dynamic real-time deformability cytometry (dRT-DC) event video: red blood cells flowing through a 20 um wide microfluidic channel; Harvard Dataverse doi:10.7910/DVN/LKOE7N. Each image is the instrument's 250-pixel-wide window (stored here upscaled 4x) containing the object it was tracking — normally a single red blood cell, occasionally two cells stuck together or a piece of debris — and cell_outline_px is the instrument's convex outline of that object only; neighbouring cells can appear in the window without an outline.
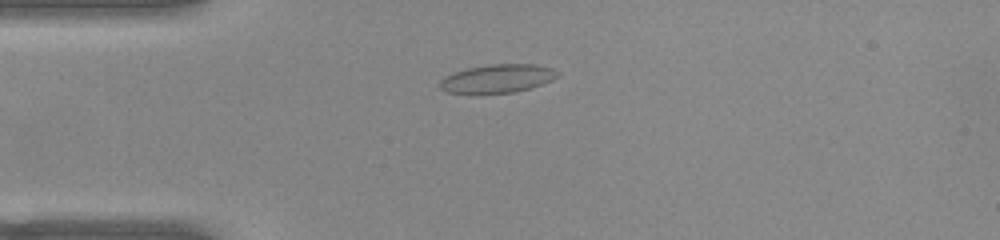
{"species": "common noctule bat (a hibernating species)", "species_latin": "Nyctalus noctula", "temperature_condition": "warm", "stored_images_in_passage": 43, "camera_frame_rate_fps": 3000, "um_per_image_px": 0.085, "animal": {"sex": "female", "body_mass_g": 22.0, "forearm_length_mm": 56.7}, "frame": {"image": 1, "passage_image": 4, "time_ms": 1.0, "image_size_px": [1000, 240], "cell_outline_px": [[560, 72], [552, 80], [516, 92], [472, 96], [448, 92], [440, 88], [440, 80], [444, 76], [468, 68], [492, 64], [536, 64], [552, 68]], "centroid_in_image_um": [42.23, 6.71], "position_along_channel_um": 42.8, "area_um2": 19.94}}
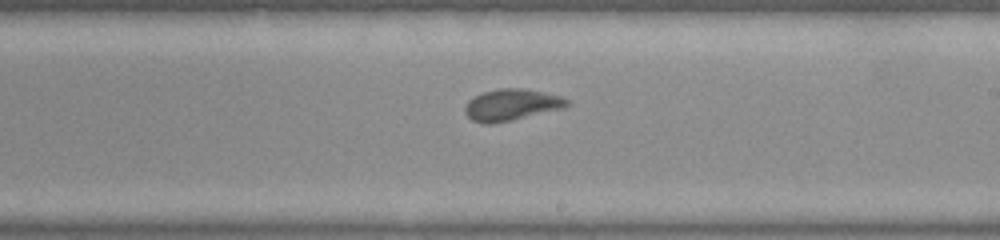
{"frame": {"image": 2, "passage_image": 21, "time_ms": 6.667, "image_size_px": [1000, 240], "cell_outline_px": [[568, 104], [564, 108], [512, 120], [492, 124], [484, 124], [472, 120], [464, 112], [464, 108], [468, 100], [484, 92], [500, 88], [524, 88], [544, 92], [560, 96], [568, 100]], "centroid_in_image_um": [43.46, 8.91], "position_along_channel_um": 245.5, "area_um2": 18.67}}
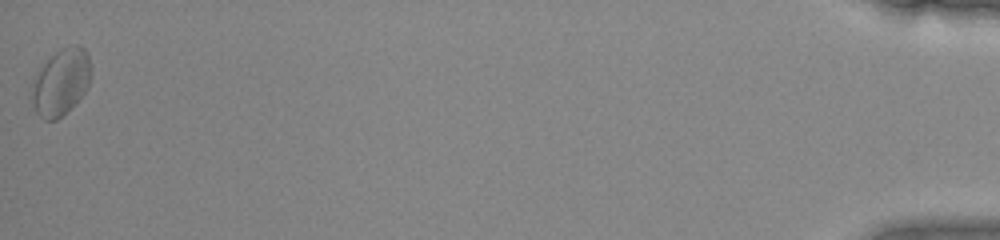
{"frame": {"image": 3, "passage_image": 43, "time_ms": 14.0, "image_size_px": [1000, 240], "cell_outline_px": [[88, 84], [84, 92], [56, 120], [44, 120], [36, 112], [32, 104], [32, 80], [44, 64], [56, 52], [64, 48], [76, 44], [80, 44], [84, 48], [88, 56]], "centroid_in_image_um": [5.13, 6.98], "position_along_channel_um": 430.1, "area_um2": 21.96}, "authors_computed_cell_mechanics": {"area_um2": 18.7272, "velocity_mm_per_s": 3.9123, "shape_relaxation_time_tau1_ms": 6.3999, "shape_relaxation_time_tau2_ms": 0.868, "deformation_change_tau1": 0.1408, "deformation_change_tau2": 0.0529}}